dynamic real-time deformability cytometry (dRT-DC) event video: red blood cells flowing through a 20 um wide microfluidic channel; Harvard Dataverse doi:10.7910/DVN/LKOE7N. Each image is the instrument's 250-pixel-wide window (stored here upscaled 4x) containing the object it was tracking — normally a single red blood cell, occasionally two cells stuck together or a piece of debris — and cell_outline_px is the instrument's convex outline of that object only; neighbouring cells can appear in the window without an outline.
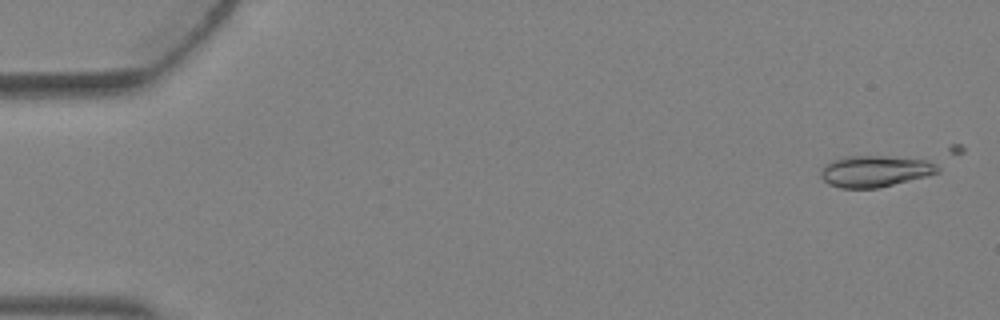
{"species": "Egyptian fruit bat (a non-hibernating species)", "species_latin": "Rousettus aegyptiacus", "temperature_condition": "warm", "stored_images_in_passage": 5, "camera_frame_rate_fps": 3000, "um_per_image_px": 0.085, "animal": {"sex": "female"}, "frame": {"image": 1, "passage_image": 1, "time_ms": 0.0, "image_size_px": [1000, 320], "cell_outline_px": [[940, 172], [876, 188], [840, 188], [828, 184], [820, 176], [820, 172], [832, 160], [844, 156], [888, 156], [940, 160]], "centroid_in_image_um": [74.47, 14.52], "position_along_channel_um": 10.5, "area_um2": 21.62}}
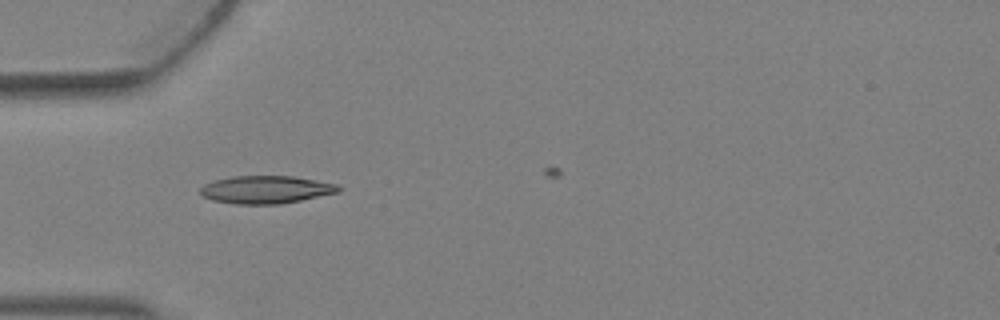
{"frame": {"image": 2, "passage_image": 4, "time_ms": 1.0, "image_size_px": [1000, 320], "cell_outline_px": [[340, 192], [280, 204], [236, 204], [212, 200], [200, 196], [200, 188], [204, 184], [216, 180], [232, 176], [292, 176], [340, 184]], "centroid_in_image_um": [22.6, 16.12], "position_along_channel_um": 62.4, "area_um2": 22.43}}